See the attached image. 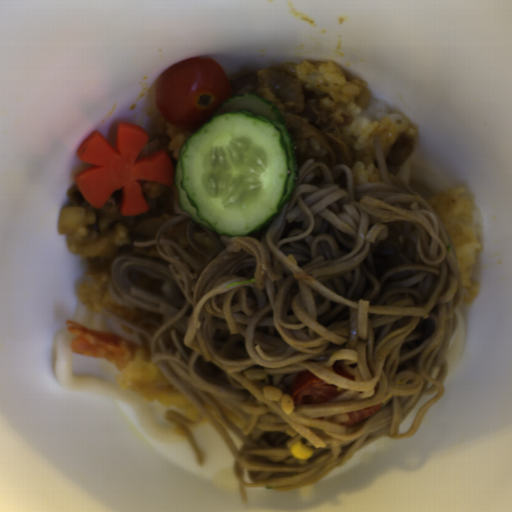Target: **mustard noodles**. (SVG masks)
Segmentation results:
<instances>
[{"label": "mustard noodles", "instance_id": "obj_1", "mask_svg": "<svg viewBox=\"0 0 512 512\" xmlns=\"http://www.w3.org/2000/svg\"><path fill=\"white\" fill-rule=\"evenodd\" d=\"M381 181L355 184L347 164L308 159L280 213L255 234L231 237L201 226L213 241L205 250L192 230L199 224L182 210L174 185L172 216L154 239L162 264L144 256L112 259L106 287L121 305L162 315L137 326L108 308L102 313L137 332L151 363L198 411L174 423L205 463L191 432L204 419L234 458L242 504L247 488L288 492L316 484L380 438L415 435L443 396L447 356L465 300L453 242L431 205L390 174L382 140L374 137ZM192 219L186 239L198 262L175 240L170 225ZM165 280L182 296L145 290L128 272ZM233 287L235 282L250 281ZM311 372L348 388L320 404H295L291 414L265 399L264 386L289 394L298 372ZM192 391L220 415L243 442L238 449ZM410 431L398 427L426 395ZM245 421L239 430L213 403ZM383 403L353 427L348 412ZM301 440L313 450L298 459L289 449Z\"/></svg>", "mask_w": 512, "mask_h": 512}]
</instances>
